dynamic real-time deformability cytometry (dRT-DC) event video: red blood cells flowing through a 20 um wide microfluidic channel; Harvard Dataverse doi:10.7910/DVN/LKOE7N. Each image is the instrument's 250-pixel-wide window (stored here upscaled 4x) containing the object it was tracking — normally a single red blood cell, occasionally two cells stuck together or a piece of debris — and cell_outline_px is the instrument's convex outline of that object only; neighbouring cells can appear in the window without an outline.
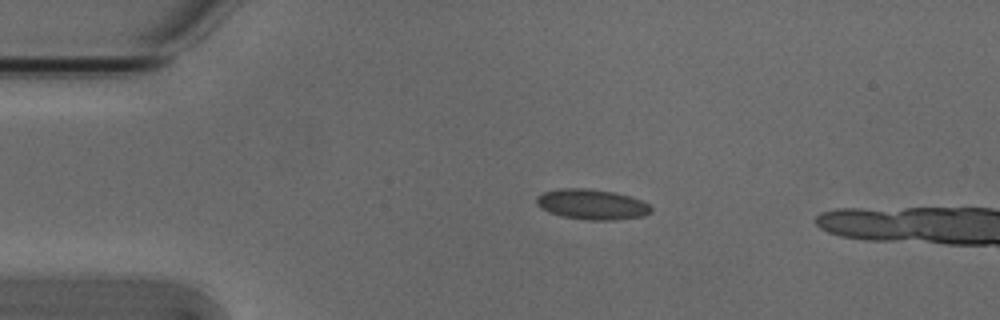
{"species": "Egyptian fruit bat (a non-hibernating species)", "species_latin": "Rousettus aegyptiacus", "temperature_condition": "cold", "stored_images_in_passage": 4, "camera_frame_rate_fps": 3000, "um_per_image_px": 0.085, "animal": {"sex": "male"}, "frame": {"image": 1, "passage_image": 3, "time_ms": 0.667, "image_size_px": [1000, 320], "cell_outline_px": [[652, 212], [644, 216], [612, 220], [588, 220], [564, 216], [548, 212], [540, 208], [536, 204], [536, 196], [544, 192], [560, 188], [588, 188], [612, 192], [628, 196], [640, 200], [648, 204], [652, 208]], "centroid_in_image_um": [50.29, 17.37], "position_along_channel_um": 34.7, "area_um2": 20.17}}